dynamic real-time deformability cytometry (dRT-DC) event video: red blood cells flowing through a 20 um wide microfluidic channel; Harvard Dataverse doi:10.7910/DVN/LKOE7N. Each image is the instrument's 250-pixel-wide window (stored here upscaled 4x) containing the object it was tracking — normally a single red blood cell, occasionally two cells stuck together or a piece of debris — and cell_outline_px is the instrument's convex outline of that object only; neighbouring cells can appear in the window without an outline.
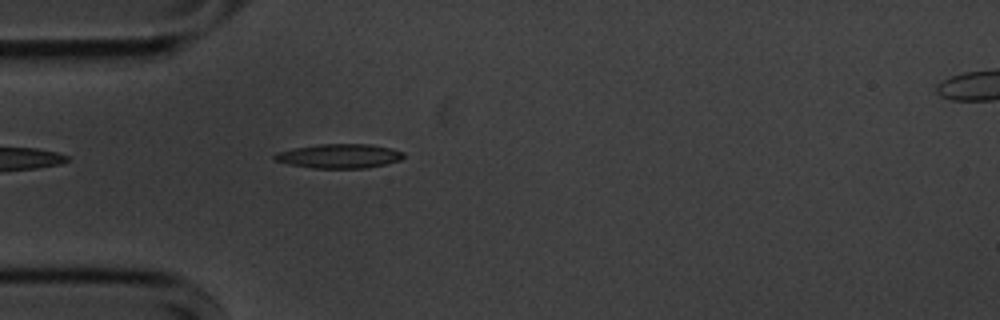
{"species": "common noctule bat (a hibernating species)", "species_latin": "Nyctalus noctula", "temperature_condition": "cold", "stored_images_in_passage": 41, "camera_frame_rate_fps": 3000, "um_per_image_px": 0.085, "animal": {"sex": "male", "body_mass_g": 20.1, "forearm_length_mm": 53.5}, "frame": {"image": 1, "passage_image": 1, "time_ms": 0.0, "image_size_px": [1000, 320], "cell_outline_px": [[404, 156], [400, 160], [384, 164], [364, 168], [312, 168], [288, 164], [276, 160], [272, 156], [276, 152], [296, 148], [320, 144], [372, 144], [392, 148], [404, 152]], "centroid_in_image_um": [28.85, 13.26], "position_along_channel_um": 56.1, "area_um2": 18.15}}
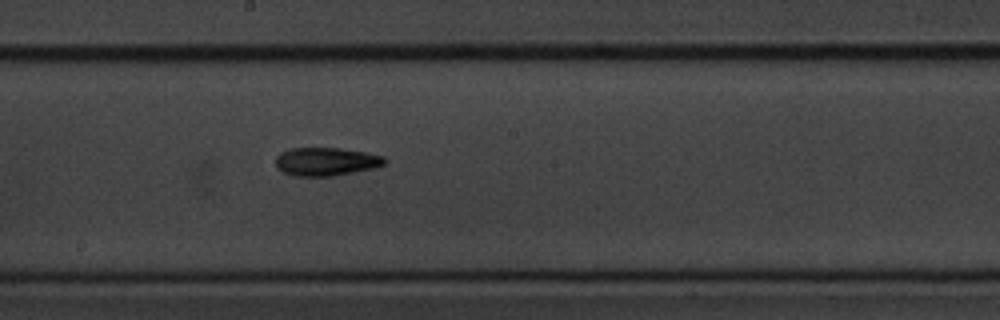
{"frame": {"image": 2, "passage_image": 15, "time_ms": 4.667, "image_size_px": [1000, 320], "cell_outline_px": [[384, 164], [372, 168], [332, 176], [292, 176], [276, 168], [276, 156], [280, 152], [288, 148], [340, 148], [364, 152], [384, 156]], "centroid_in_image_um": [27.64, 13.73], "position_along_channel_um": 220.6, "area_um2": 17.86}}
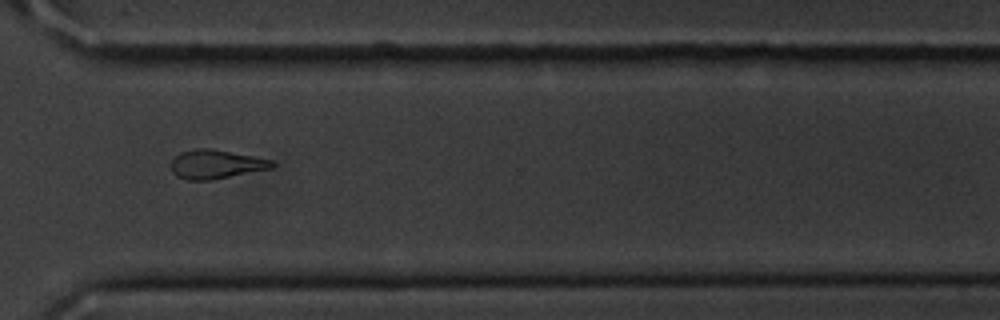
{"frame": {"image": 3, "passage_image": 26, "time_ms": 8.333, "image_size_px": [1000, 320], "cell_outline_px": [[276, 164], [272, 168], [212, 180], [188, 180], [176, 176], [172, 172], [172, 160], [180, 152], [196, 148], [212, 148], [272, 160]], "centroid_in_image_um": [18.35, 13.96], "position_along_channel_um": 352.3, "area_um2": 16.99}, "authors_computed_cell_mechanics": {"area_um2": 17.1088, "velocity_mm_per_s": 3.607, "shape_relaxation_time_tau1_ms": 3.945, "shape_relaxation_time_tau2_ms": 9.7802, "deformation_change_tau1": 0.1696, "deformation_change_tau2": 0.2231}}